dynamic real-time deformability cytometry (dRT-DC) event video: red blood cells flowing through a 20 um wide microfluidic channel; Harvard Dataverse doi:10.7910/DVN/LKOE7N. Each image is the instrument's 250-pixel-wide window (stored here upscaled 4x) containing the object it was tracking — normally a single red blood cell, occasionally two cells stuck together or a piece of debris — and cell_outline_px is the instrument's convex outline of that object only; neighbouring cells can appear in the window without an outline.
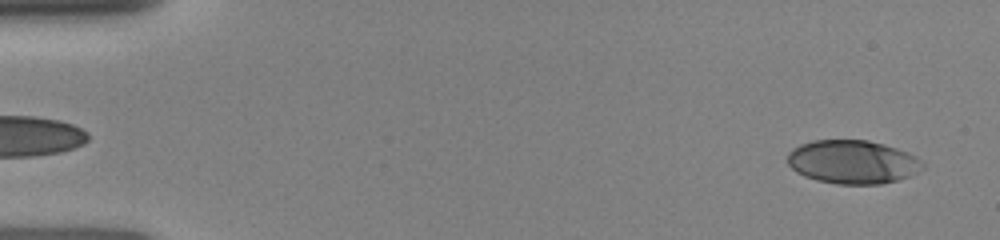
{"species": "human", "species_latin": "Homo sapiens", "temperature_condition": "room temperature", "stored_images_in_passage": 16, "camera_frame_rate_fps": 3000, "um_per_image_px": 0.085, "donor": {"sex": "female"}, "frame": {"image": 1, "passage_image": 2, "time_ms": 0.333, "image_size_px": [1000, 240], "cell_outline_px": [[924, 168], [920, 172], [896, 180], [880, 184], [836, 184], [816, 180], [804, 176], [796, 172], [788, 164], [788, 152], [792, 148], [800, 144], [812, 140], [868, 140], [884, 144], [908, 152], [916, 156], [924, 164]], "centroid_in_image_um": [72.47, 13.76], "position_along_channel_um": 12.5, "area_um2": 34.51}}
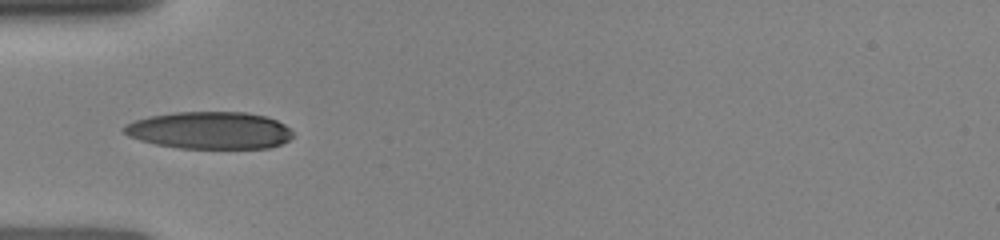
{"frame": {"image": 2, "passage_image": 13, "time_ms": 4.667, "image_size_px": [1000, 240], "cell_outline_px": [[292, 136], [288, 140], [280, 144], [268, 148], [180, 148], [156, 144], [140, 140], [128, 136], [120, 128], [124, 124], [148, 116], [172, 112], [244, 112], [264, 116], [276, 120], [284, 124], [292, 132]], "centroid_in_image_um": [17.78, 11.07], "position_along_channel_um": 67.2, "area_um2": 36.65}}
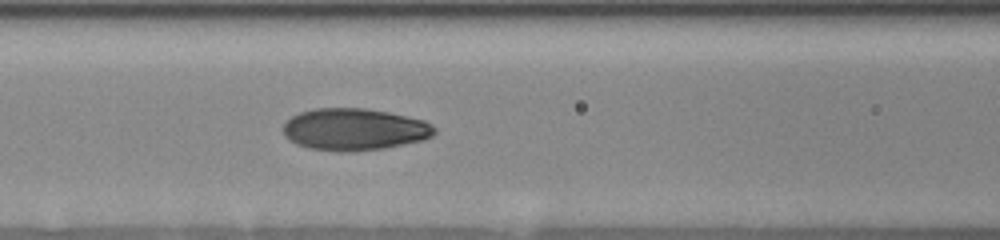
{"frame": {"image": 3, "passage_image": 16, "time_ms": 6.333, "image_size_px": [1000, 240], "cell_outline_px": [[436, 132], [432, 136], [424, 140], [384, 148], [352, 152], [336, 152], [308, 148], [296, 144], [288, 140], [284, 136], [284, 120], [300, 112], [316, 108], [364, 108], [388, 112], [424, 120], [432, 124], [436, 128]], "centroid_in_image_um": [30.1, 11.01], "position_along_channel_um": 136.5, "area_um2": 37.4}}